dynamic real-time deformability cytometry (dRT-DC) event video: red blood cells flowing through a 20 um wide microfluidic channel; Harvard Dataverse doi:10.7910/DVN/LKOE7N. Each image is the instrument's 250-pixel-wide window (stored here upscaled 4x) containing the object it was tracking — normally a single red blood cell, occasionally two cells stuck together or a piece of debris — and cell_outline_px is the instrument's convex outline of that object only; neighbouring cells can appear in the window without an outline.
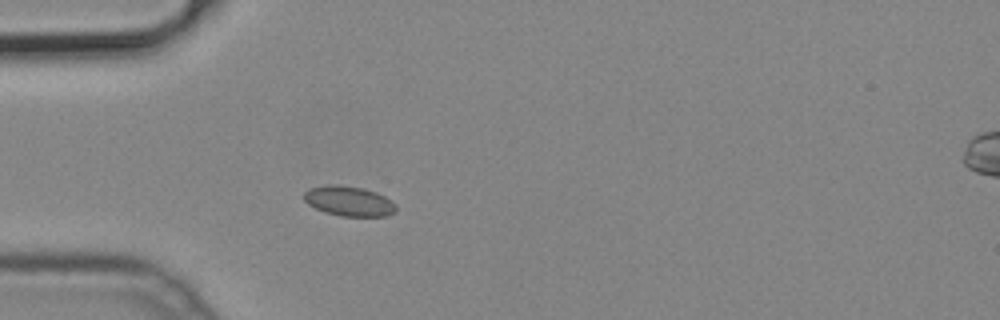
{"species": "common noctule bat (a hibernating species)", "species_latin": "Nyctalus noctula", "temperature_condition": "cold", "stored_images_in_passage": 4, "camera_frame_rate_fps": 3000, "um_per_image_px": 0.085, "animal": {"sex": "male", "body_mass_g": 19.2, "forearm_length_mm": 51.8}, "frame": {"image": 1, "passage_image": 1, "time_ms": 0.0, "image_size_px": [1000, 320], "cell_outline_px": [[396, 212], [384, 216], [340, 216], [324, 212], [308, 204], [304, 200], [304, 192], [308, 188], [328, 184], [336, 184], [364, 188], [376, 192], [384, 196], [396, 204]], "centroid_in_image_um": [29.64, 17.08], "position_along_channel_um": 55.4, "area_um2": 16.18}}
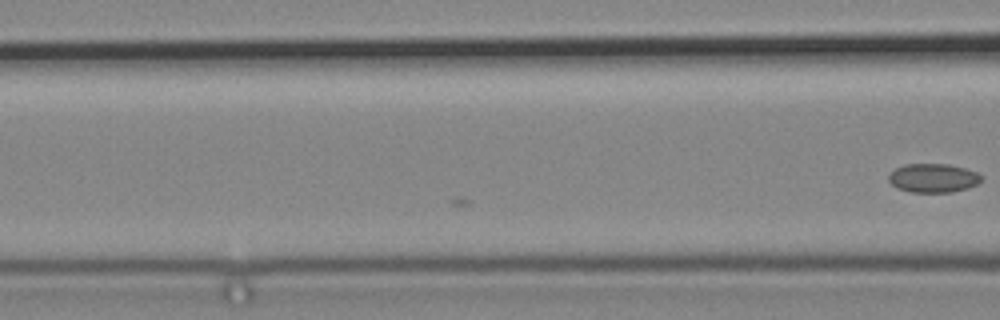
{"frame": {"image": 2, "passage_image": 4, "time_ms": 1.0, "image_size_px": [1000, 320], "cell_outline_px": [[980, 180], [976, 184], [968, 188], [952, 192], [912, 192], [896, 188], [888, 180], [888, 176], [896, 168], [904, 164], [948, 164], [964, 168], [976, 172], [980, 176]], "centroid_in_image_um": [79.28, 15.13], "position_along_channel_um": 87.3, "area_um2": 15.43}}